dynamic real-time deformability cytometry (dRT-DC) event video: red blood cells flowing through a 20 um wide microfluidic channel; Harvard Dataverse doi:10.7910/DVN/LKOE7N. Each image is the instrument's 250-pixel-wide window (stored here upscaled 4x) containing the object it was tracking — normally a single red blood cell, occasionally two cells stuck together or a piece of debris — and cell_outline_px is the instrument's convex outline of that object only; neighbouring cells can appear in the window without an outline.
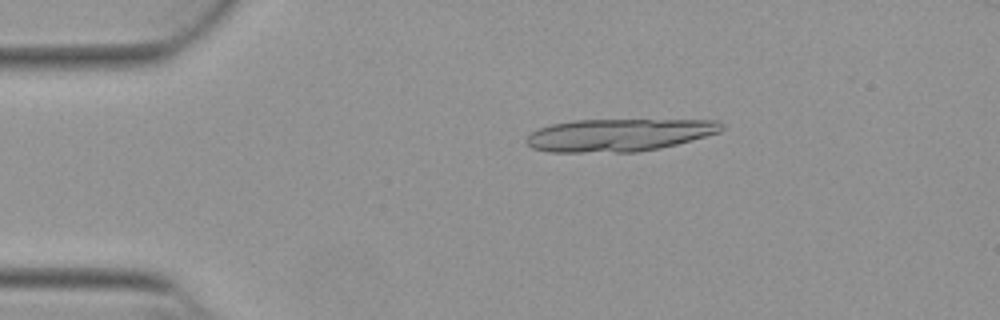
{"species": "Egyptian fruit bat (a non-hibernating species)", "species_latin": "Rousettus aegyptiacus", "temperature_condition": "warm", "stored_images_in_passage": 13, "camera_frame_rate_fps": 3000, "um_per_image_px": 0.085, "animal": {"sex": "female"}, "frame": {"image": 1, "passage_image": 6, "time_ms": 1.667, "image_size_px": [1000, 320], "cell_outline_px": [[724, 128], [720, 132], [676, 144], [660, 148], [636, 152], [548, 152], [532, 148], [524, 140], [532, 132], [540, 128], [552, 124], [572, 120], [720, 120], [724, 124]], "centroid_in_image_um": [52.61, 11.47], "position_along_channel_um": 32.4, "area_um2": 37.05}}